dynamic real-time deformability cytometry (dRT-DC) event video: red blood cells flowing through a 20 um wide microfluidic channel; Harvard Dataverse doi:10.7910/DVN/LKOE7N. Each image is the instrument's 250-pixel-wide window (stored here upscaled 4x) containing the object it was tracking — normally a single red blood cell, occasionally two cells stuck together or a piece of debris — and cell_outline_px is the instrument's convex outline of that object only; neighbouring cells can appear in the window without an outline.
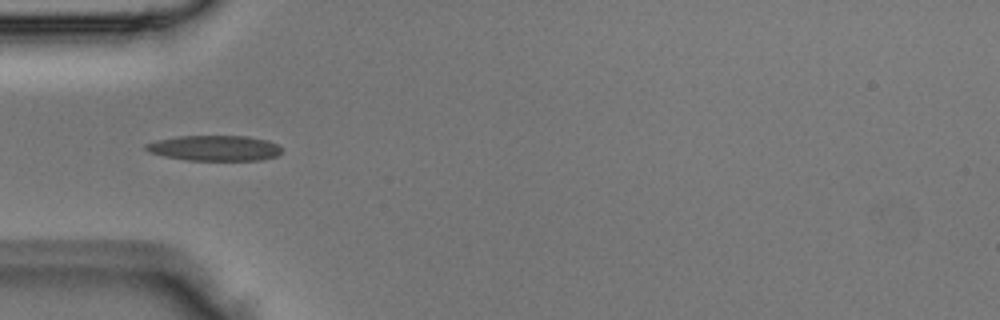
{"species": "Egyptian fruit bat (a non-hibernating species)", "species_latin": "Rousettus aegyptiacus", "temperature_condition": "room temperature", "stored_images_in_passage": 3, "camera_frame_rate_fps": 3000, "um_per_image_px": 0.085, "animal": {"sex": "male"}, "frame": {"image": 1, "passage_image": 2, "time_ms": 0.333, "image_size_px": [1000, 320], "cell_outline_px": [[280, 152], [276, 156], [260, 160], [188, 160], [164, 156], [148, 152], [144, 148], [144, 144], [156, 140], [176, 136], [248, 136], [268, 140], [276, 144], [280, 148]], "centroid_in_image_um": [18.19, 12.58], "position_along_channel_um": 66.8, "area_um2": 20.11}}
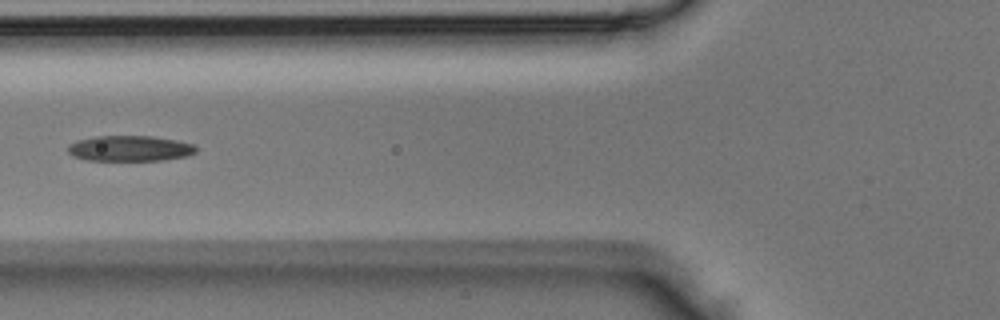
{"frame": {"image": 2, "passage_image": 3, "time_ms": 0.667, "image_size_px": [1000, 320], "cell_outline_px": [[196, 152], [188, 156], [160, 160], [88, 160], [72, 156], [68, 152], [68, 144], [76, 140], [96, 136], [152, 136], [176, 140], [196, 144]], "centroid_in_image_um": [11.04, 12.61], "position_along_channel_um": 114.8, "area_um2": 19.19}}